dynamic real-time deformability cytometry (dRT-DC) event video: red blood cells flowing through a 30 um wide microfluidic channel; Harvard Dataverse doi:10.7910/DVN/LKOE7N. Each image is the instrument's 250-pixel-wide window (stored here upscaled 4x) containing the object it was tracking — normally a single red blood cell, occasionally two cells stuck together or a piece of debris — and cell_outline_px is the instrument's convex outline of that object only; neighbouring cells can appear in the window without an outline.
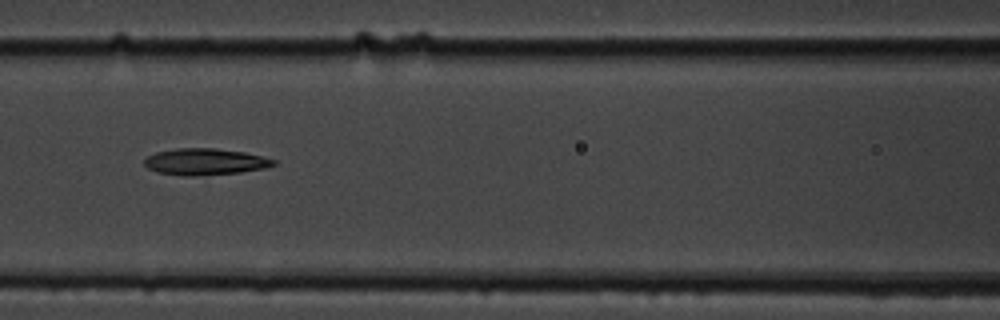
{"species": "common noctule bat (a hibernating species)", "species_latin": "Nyctalus noctula", "temperature_condition": "cold", "stored_images_in_passage": 13, "camera_frame_rate_fps": 3000, "um_per_image_px": 0.085, "animal": {"sex": "male", "body_mass_g": 19.5, "forearm_length_mm": 54.6}, "frame": {"image": 1, "passage_image": 6, "time_ms": 6.667, "image_size_px": [1000, 320], "cell_outline_px": [[276, 164], [268, 168], [240, 172], [196, 176], [184, 176], [156, 172], [148, 168], [144, 164], [144, 160], [148, 156], [156, 152], [176, 148], [216, 148], [244, 152], [276, 160]], "centroid_in_image_um": [17.43, 13.75], "position_along_channel_um": 149.2, "area_um2": 20.06}}
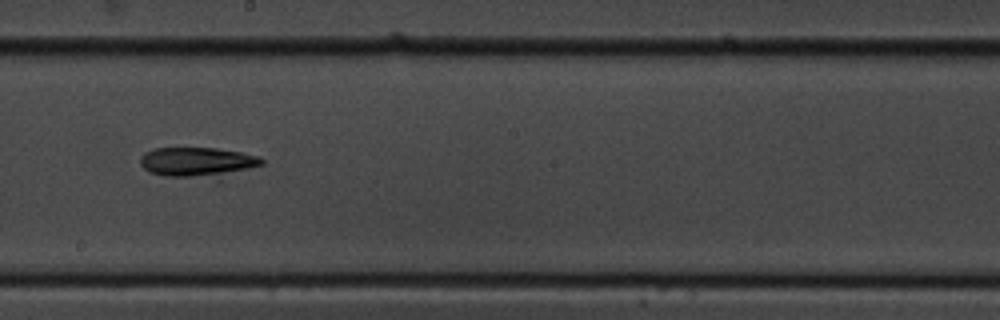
{"frame": {"image": 2, "passage_image": 8, "time_ms": 9.0, "image_size_px": [1000, 320], "cell_outline_px": [[264, 164], [216, 184], [164, 176], [148, 172], [140, 164], [140, 156], [144, 152], [152, 148], [216, 148], [240, 152], [260, 156], [264, 160]], "centroid_in_image_um": [16.9, 13.89], "position_along_channel_um": 231.3, "area_um2": 23.41}}
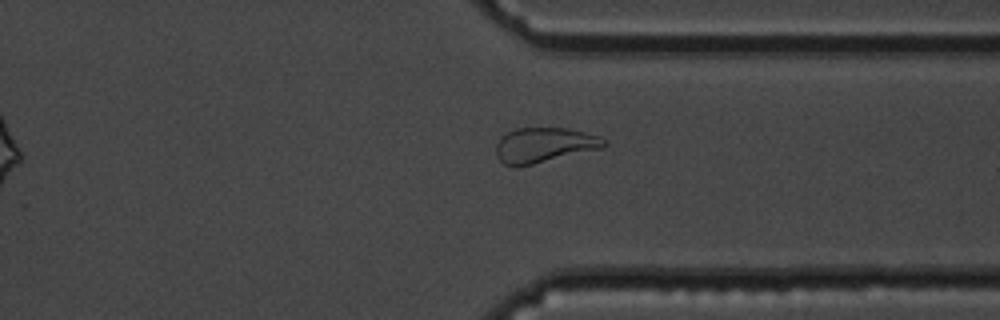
{"frame": {"image": 3, "passage_image": 13, "time_ms": 15.667, "image_size_px": [1000, 320], "cell_outline_px": [[608, 144], [604, 148], [516, 168], [512, 168], [504, 164], [496, 156], [496, 144], [500, 136], [516, 128], [568, 128], [600, 136]], "centroid_in_image_um": [46.24, 12.35], "position_along_channel_um": 365.2, "area_um2": 22.37}}